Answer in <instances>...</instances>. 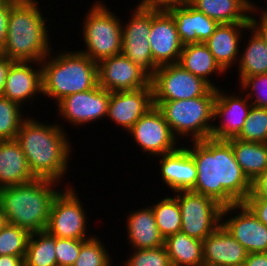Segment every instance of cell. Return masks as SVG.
Masks as SVG:
<instances>
[{"label":"cell","instance_id":"6da1fadb","mask_svg":"<svg viewBox=\"0 0 267 266\" xmlns=\"http://www.w3.org/2000/svg\"><path fill=\"white\" fill-rule=\"evenodd\" d=\"M184 147L197 168L192 191L213 198L223 207L245 201L251 193V182L242 172L227 140L207 138L191 141V145Z\"/></svg>","mask_w":267,"mask_h":266},{"label":"cell","instance_id":"7a4b0ae2","mask_svg":"<svg viewBox=\"0 0 267 266\" xmlns=\"http://www.w3.org/2000/svg\"><path fill=\"white\" fill-rule=\"evenodd\" d=\"M62 124L43 123L39 118L30 117L29 113L21 124L15 140L20 144L35 179L61 183L70 171L71 153L75 149Z\"/></svg>","mask_w":267,"mask_h":266},{"label":"cell","instance_id":"3957f363","mask_svg":"<svg viewBox=\"0 0 267 266\" xmlns=\"http://www.w3.org/2000/svg\"><path fill=\"white\" fill-rule=\"evenodd\" d=\"M39 5L38 0H16L11 5L2 55L13 61L41 63L54 50L49 38L52 27L48 28L46 11L43 14Z\"/></svg>","mask_w":267,"mask_h":266},{"label":"cell","instance_id":"277c9868","mask_svg":"<svg viewBox=\"0 0 267 266\" xmlns=\"http://www.w3.org/2000/svg\"><path fill=\"white\" fill-rule=\"evenodd\" d=\"M61 185L51 180L34 179L29 183L0 188V206L7 223L30 234L45 231Z\"/></svg>","mask_w":267,"mask_h":266},{"label":"cell","instance_id":"5b68a950","mask_svg":"<svg viewBox=\"0 0 267 266\" xmlns=\"http://www.w3.org/2000/svg\"><path fill=\"white\" fill-rule=\"evenodd\" d=\"M58 52L54 54L51 51L41 62L42 98L48 96L55 105L68 95L88 91L98 85V63L78 49L66 51L63 48Z\"/></svg>","mask_w":267,"mask_h":266},{"label":"cell","instance_id":"8992f818","mask_svg":"<svg viewBox=\"0 0 267 266\" xmlns=\"http://www.w3.org/2000/svg\"><path fill=\"white\" fill-rule=\"evenodd\" d=\"M215 97L216 88H211L204 96L174 101H153V104L161 111L179 142L188 138L189 141H201L210 138L213 123L216 122Z\"/></svg>","mask_w":267,"mask_h":266},{"label":"cell","instance_id":"52a82bcc","mask_svg":"<svg viewBox=\"0 0 267 266\" xmlns=\"http://www.w3.org/2000/svg\"><path fill=\"white\" fill-rule=\"evenodd\" d=\"M92 4L81 26V39L85 47L78 51L99 63L105 58L122 54V20L103 0Z\"/></svg>","mask_w":267,"mask_h":266},{"label":"cell","instance_id":"ba28073f","mask_svg":"<svg viewBox=\"0 0 267 266\" xmlns=\"http://www.w3.org/2000/svg\"><path fill=\"white\" fill-rule=\"evenodd\" d=\"M70 184L67 183L64 188L61 186V191L55 197L46 231L57 238L91 239L95 234L90 235L87 232L90 225L87 209H84L86 207L82 204L83 201L79 198L75 185L72 187Z\"/></svg>","mask_w":267,"mask_h":266},{"label":"cell","instance_id":"9c48e42d","mask_svg":"<svg viewBox=\"0 0 267 266\" xmlns=\"http://www.w3.org/2000/svg\"><path fill=\"white\" fill-rule=\"evenodd\" d=\"M181 209V231L203 241L222 224L223 206L192 190L174 192Z\"/></svg>","mask_w":267,"mask_h":266},{"label":"cell","instance_id":"30bf717a","mask_svg":"<svg viewBox=\"0 0 267 266\" xmlns=\"http://www.w3.org/2000/svg\"><path fill=\"white\" fill-rule=\"evenodd\" d=\"M153 101H174L204 96L212 87L179 63L158 67L151 76Z\"/></svg>","mask_w":267,"mask_h":266},{"label":"cell","instance_id":"8fae6325","mask_svg":"<svg viewBox=\"0 0 267 266\" xmlns=\"http://www.w3.org/2000/svg\"><path fill=\"white\" fill-rule=\"evenodd\" d=\"M130 19L122 21V54L152 76L158 67L149 44L151 8L135 7Z\"/></svg>","mask_w":267,"mask_h":266},{"label":"cell","instance_id":"7c38bea8","mask_svg":"<svg viewBox=\"0 0 267 266\" xmlns=\"http://www.w3.org/2000/svg\"><path fill=\"white\" fill-rule=\"evenodd\" d=\"M127 133L142 152L154 159L171 153L181 146V142L173 135L170 126L155 105Z\"/></svg>","mask_w":267,"mask_h":266},{"label":"cell","instance_id":"4fadbf2b","mask_svg":"<svg viewBox=\"0 0 267 266\" xmlns=\"http://www.w3.org/2000/svg\"><path fill=\"white\" fill-rule=\"evenodd\" d=\"M110 92L99 85L88 91L68 95L55 107L57 115L72 127L104 120L107 115ZM103 118V119H102ZM96 121V122H95Z\"/></svg>","mask_w":267,"mask_h":266},{"label":"cell","instance_id":"5bb4252c","mask_svg":"<svg viewBox=\"0 0 267 266\" xmlns=\"http://www.w3.org/2000/svg\"><path fill=\"white\" fill-rule=\"evenodd\" d=\"M222 225L248 253L267 252V226L244 203L224 206Z\"/></svg>","mask_w":267,"mask_h":266},{"label":"cell","instance_id":"9a60e30c","mask_svg":"<svg viewBox=\"0 0 267 266\" xmlns=\"http://www.w3.org/2000/svg\"><path fill=\"white\" fill-rule=\"evenodd\" d=\"M225 91L221 87L216 89L214 121L219 120V123H213L210 138L217 140L236 138L253 106L244 92L231 94Z\"/></svg>","mask_w":267,"mask_h":266},{"label":"cell","instance_id":"2e32d148","mask_svg":"<svg viewBox=\"0 0 267 266\" xmlns=\"http://www.w3.org/2000/svg\"><path fill=\"white\" fill-rule=\"evenodd\" d=\"M98 85L109 92L137 90L151 85V76L123 54L98 63Z\"/></svg>","mask_w":267,"mask_h":266},{"label":"cell","instance_id":"e0dca14e","mask_svg":"<svg viewBox=\"0 0 267 266\" xmlns=\"http://www.w3.org/2000/svg\"><path fill=\"white\" fill-rule=\"evenodd\" d=\"M148 40L157 67L179 62L184 45L179 38L174 18L167 10L151 8Z\"/></svg>","mask_w":267,"mask_h":266},{"label":"cell","instance_id":"ac0fdd59","mask_svg":"<svg viewBox=\"0 0 267 266\" xmlns=\"http://www.w3.org/2000/svg\"><path fill=\"white\" fill-rule=\"evenodd\" d=\"M153 106L152 85L137 90L110 92L106 117L127 133Z\"/></svg>","mask_w":267,"mask_h":266},{"label":"cell","instance_id":"d6986e66","mask_svg":"<svg viewBox=\"0 0 267 266\" xmlns=\"http://www.w3.org/2000/svg\"><path fill=\"white\" fill-rule=\"evenodd\" d=\"M38 95L43 96L41 63L14 61L7 73L2 96L26 106L36 103Z\"/></svg>","mask_w":267,"mask_h":266},{"label":"cell","instance_id":"ffe728a7","mask_svg":"<svg viewBox=\"0 0 267 266\" xmlns=\"http://www.w3.org/2000/svg\"><path fill=\"white\" fill-rule=\"evenodd\" d=\"M159 174L168 190L172 192L191 190L197 180V168L193 157L183 144L175 151L156 157Z\"/></svg>","mask_w":267,"mask_h":266},{"label":"cell","instance_id":"44dd1931","mask_svg":"<svg viewBox=\"0 0 267 266\" xmlns=\"http://www.w3.org/2000/svg\"><path fill=\"white\" fill-rule=\"evenodd\" d=\"M249 27L250 22L219 24L215 32L204 43L215 61L226 73H229L228 69L232 65L233 68L235 64L237 65L241 50L240 44H243V35H247Z\"/></svg>","mask_w":267,"mask_h":266},{"label":"cell","instance_id":"7402d4cb","mask_svg":"<svg viewBox=\"0 0 267 266\" xmlns=\"http://www.w3.org/2000/svg\"><path fill=\"white\" fill-rule=\"evenodd\" d=\"M203 266H243L246 249L221 224L203 241Z\"/></svg>","mask_w":267,"mask_h":266},{"label":"cell","instance_id":"603a6c76","mask_svg":"<svg viewBox=\"0 0 267 266\" xmlns=\"http://www.w3.org/2000/svg\"><path fill=\"white\" fill-rule=\"evenodd\" d=\"M174 18L183 45L205 43L215 32L219 23L190 4L167 10Z\"/></svg>","mask_w":267,"mask_h":266},{"label":"cell","instance_id":"cb8c5ba5","mask_svg":"<svg viewBox=\"0 0 267 266\" xmlns=\"http://www.w3.org/2000/svg\"><path fill=\"white\" fill-rule=\"evenodd\" d=\"M126 240L131 249H149L162 247L164 238L156 225L155 215L151 205H144L131 212H126Z\"/></svg>","mask_w":267,"mask_h":266},{"label":"cell","instance_id":"d4e9b609","mask_svg":"<svg viewBox=\"0 0 267 266\" xmlns=\"http://www.w3.org/2000/svg\"><path fill=\"white\" fill-rule=\"evenodd\" d=\"M26 157L16 140L0 141V188L34 180Z\"/></svg>","mask_w":267,"mask_h":266},{"label":"cell","instance_id":"484cf974","mask_svg":"<svg viewBox=\"0 0 267 266\" xmlns=\"http://www.w3.org/2000/svg\"><path fill=\"white\" fill-rule=\"evenodd\" d=\"M190 5L219 24L250 22L251 9L258 6L251 0H191Z\"/></svg>","mask_w":267,"mask_h":266},{"label":"cell","instance_id":"4316f807","mask_svg":"<svg viewBox=\"0 0 267 266\" xmlns=\"http://www.w3.org/2000/svg\"><path fill=\"white\" fill-rule=\"evenodd\" d=\"M184 69L195 76L202 78L212 88H219L212 76L227 75L220 65L215 61L209 48L204 43L187 44L183 46L178 62ZM221 74V75H220ZM211 76V77H210ZM210 78V79H209Z\"/></svg>","mask_w":267,"mask_h":266},{"label":"cell","instance_id":"83f0119b","mask_svg":"<svg viewBox=\"0 0 267 266\" xmlns=\"http://www.w3.org/2000/svg\"><path fill=\"white\" fill-rule=\"evenodd\" d=\"M247 42L241 47L237 69L240 84L246 77L267 73V45L260 35L250 26Z\"/></svg>","mask_w":267,"mask_h":266},{"label":"cell","instance_id":"f1b7e54d","mask_svg":"<svg viewBox=\"0 0 267 266\" xmlns=\"http://www.w3.org/2000/svg\"><path fill=\"white\" fill-rule=\"evenodd\" d=\"M164 246L172 266H203V243L180 231L167 236Z\"/></svg>","mask_w":267,"mask_h":266},{"label":"cell","instance_id":"f546056e","mask_svg":"<svg viewBox=\"0 0 267 266\" xmlns=\"http://www.w3.org/2000/svg\"><path fill=\"white\" fill-rule=\"evenodd\" d=\"M242 172L252 183L267 168V143L227 140Z\"/></svg>","mask_w":267,"mask_h":266},{"label":"cell","instance_id":"4dcf8cb0","mask_svg":"<svg viewBox=\"0 0 267 266\" xmlns=\"http://www.w3.org/2000/svg\"><path fill=\"white\" fill-rule=\"evenodd\" d=\"M24 266H57L55 237L46 230L30 235Z\"/></svg>","mask_w":267,"mask_h":266},{"label":"cell","instance_id":"1f68e13d","mask_svg":"<svg viewBox=\"0 0 267 266\" xmlns=\"http://www.w3.org/2000/svg\"><path fill=\"white\" fill-rule=\"evenodd\" d=\"M167 196L151 204L157 228L164 239L180 232L182 223L181 209L177 198L175 196L171 197V195Z\"/></svg>","mask_w":267,"mask_h":266},{"label":"cell","instance_id":"d6a6232c","mask_svg":"<svg viewBox=\"0 0 267 266\" xmlns=\"http://www.w3.org/2000/svg\"><path fill=\"white\" fill-rule=\"evenodd\" d=\"M23 110L20 104L0 95V141L16 139L22 122L28 117Z\"/></svg>","mask_w":267,"mask_h":266},{"label":"cell","instance_id":"836d02e7","mask_svg":"<svg viewBox=\"0 0 267 266\" xmlns=\"http://www.w3.org/2000/svg\"><path fill=\"white\" fill-rule=\"evenodd\" d=\"M104 245L100 236L86 240L73 266H112L115 261Z\"/></svg>","mask_w":267,"mask_h":266},{"label":"cell","instance_id":"e575fe53","mask_svg":"<svg viewBox=\"0 0 267 266\" xmlns=\"http://www.w3.org/2000/svg\"><path fill=\"white\" fill-rule=\"evenodd\" d=\"M236 139L267 143V108L253 105Z\"/></svg>","mask_w":267,"mask_h":266},{"label":"cell","instance_id":"d590c367","mask_svg":"<svg viewBox=\"0 0 267 266\" xmlns=\"http://www.w3.org/2000/svg\"><path fill=\"white\" fill-rule=\"evenodd\" d=\"M30 233L7 223L0 230V256L11 255L25 257Z\"/></svg>","mask_w":267,"mask_h":266},{"label":"cell","instance_id":"8d00e7d4","mask_svg":"<svg viewBox=\"0 0 267 266\" xmlns=\"http://www.w3.org/2000/svg\"><path fill=\"white\" fill-rule=\"evenodd\" d=\"M132 251L121 266H172L164 245L149 249H132Z\"/></svg>","mask_w":267,"mask_h":266},{"label":"cell","instance_id":"74e56055","mask_svg":"<svg viewBox=\"0 0 267 266\" xmlns=\"http://www.w3.org/2000/svg\"><path fill=\"white\" fill-rule=\"evenodd\" d=\"M239 86L254 106L267 108V73L246 77Z\"/></svg>","mask_w":267,"mask_h":266},{"label":"cell","instance_id":"f35d334b","mask_svg":"<svg viewBox=\"0 0 267 266\" xmlns=\"http://www.w3.org/2000/svg\"><path fill=\"white\" fill-rule=\"evenodd\" d=\"M85 241L55 237L57 266H73Z\"/></svg>","mask_w":267,"mask_h":266},{"label":"cell","instance_id":"ab89813d","mask_svg":"<svg viewBox=\"0 0 267 266\" xmlns=\"http://www.w3.org/2000/svg\"><path fill=\"white\" fill-rule=\"evenodd\" d=\"M243 203L252 211L260 222L267 226V199L247 197Z\"/></svg>","mask_w":267,"mask_h":266},{"label":"cell","instance_id":"60d3db41","mask_svg":"<svg viewBox=\"0 0 267 266\" xmlns=\"http://www.w3.org/2000/svg\"><path fill=\"white\" fill-rule=\"evenodd\" d=\"M16 0H0V53H2L6 36H7V20L11 5Z\"/></svg>","mask_w":267,"mask_h":266},{"label":"cell","instance_id":"b9f144b4","mask_svg":"<svg viewBox=\"0 0 267 266\" xmlns=\"http://www.w3.org/2000/svg\"><path fill=\"white\" fill-rule=\"evenodd\" d=\"M257 13L260 16L257 15ZM249 21H250V26L260 35V37L264 40L265 44L267 45V14L263 12H257V10L253 8L251 9Z\"/></svg>","mask_w":267,"mask_h":266},{"label":"cell","instance_id":"7bdbcfd3","mask_svg":"<svg viewBox=\"0 0 267 266\" xmlns=\"http://www.w3.org/2000/svg\"><path fill=\"white\" fill-rule=\"evenodd\" d=\"M248 197L267 199V168L251 183V193Z\"/></svg>","mask_w":267,"mask_h":266},{"label":"cell","instance_id":"ee69618b","mask_svg":"<svg viewBox=\"0 0 267 266\" xmlns=\"http://www.w3.org/2000/svg\"><path fill=\"white\" fill-rule=\"evenodd\" d=\"M14 61L0 53V95H2L5 82L7 78V73Z\"/></svg>","mask_w":267,"mask_h":266},{"label":"cell","instance_id":"f6af8a7d","mask_svg":"<svg viewBox=\"0 0 267 266\" xmlns=\"http://www.w3.org/2000/svg\"><path fill=\"white\" fill-rule=\"evenodd\" d=\"M243 266H267V252L248 253Z\"/></svg>","mask_w":267,"mask_h":266},{"label":"cell","instance_id":"bcb514c9","mask_svg":"<svg viewBox=\"0 0 267 266\" xmlns=\"http://www.w3.org/2000/svg\"><path fill=\"white\" fill-rule=\"evenodd\" d=\"M0 266H24V258L20 256H0Z\"/></svg>","mask_w":267,"mask_h":266},{"label":"cell","instance_id":"7dc6e473","mask_svg":"<svg viewBox=\"0 0 267 266\" xmlns=\"http://www.w3.org/2000/svg\"><path fill=\"white\" fill-rule=\"evenodd\" d=\"M191 0H159V10H168L190 4Z\"/></svg>","mask_w":267,"mask_h":266},{"label":"cell","instance_id":"c3c4849f","mask_svg":"<svg viewBox=\"0 0 267 266\" xmlns=\"http://www.w3.org/2000/svg\"><path fill=\"white\" fill-rule=\"evenodd\" d=\"M135 6L159 10V0H140Z\"/></svg>","mask_w":267,"mask_h":266},{"label":"cell","instance_id":"681fc988","mask_svg":"<svg viewBox=\"0 0 267 266\" xmlns=\"http://www.w3.org/2000/svg\"><path fill=\"white\" fill-rule=\"evenodd\" d=\"M7 224L5 214L0 206V230Z\"/></svg>","mask_w":267,"mask_h":266},{"label":"cell","instance_id":"f907efd6","mask_svg":"<svg viewBox=\"0 0 267 266\" xmlns=\"http://www.w3.org/2000/svg\"><path fill=\"white\" fill-rule=\"evenodd\" d=\"M265 1H267V0H265ZM255 9L257 10V12H263V13L267 14V7H263V9H262V6H260V7L256 6Z\"/></svg>","mask_w":267,"mask_h":266}]
</instances>
